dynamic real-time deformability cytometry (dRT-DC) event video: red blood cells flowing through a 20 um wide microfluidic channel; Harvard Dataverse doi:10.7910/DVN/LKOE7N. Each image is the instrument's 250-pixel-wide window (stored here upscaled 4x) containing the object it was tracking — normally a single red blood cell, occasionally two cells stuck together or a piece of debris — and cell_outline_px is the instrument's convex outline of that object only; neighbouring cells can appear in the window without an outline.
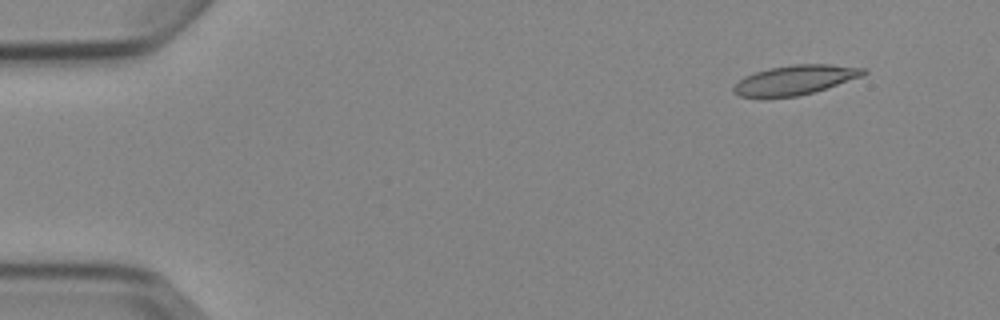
{"species": "Egyptian fruit bat (a non-hibernating species)", "species_latin": "Rousettus aegyptiacus", "temperature_condition": "cold", "stored_images_in_passage": 7, "camera_frame_rate_fps": 3000, "um_per_image_px": 0.085, "animal": {"sex": "female"}, "frame": {"image": 1, "passage_image": 2, "time_ms": 1.333, "image_size_px": [1000, 320], "cell_outline_px": [[868, 72], [864, 76], [812, 92], [796, 96], [764, 100], [740, 96], [732, 92], [732, 88], [744, 76], [768, 68], [792, 64], [832, 64], [868, 68]], "centroid_in_image_um": [67.56, 6.81], "position_along_channel_um": 17.4, "area_um2": 22.95}}
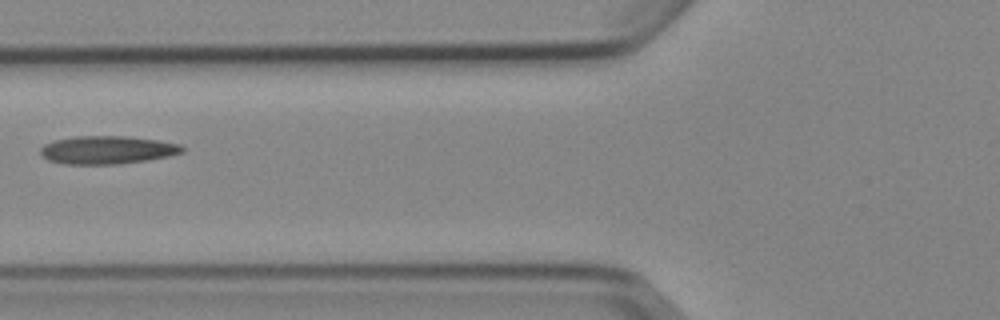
{"frame": {"image": 2, "passage_image": 6, "time_ms": 6.667, "image_size_px": [1000, 320], "cell_outline_px": [[184, 152], [168, 156], [148, 160], [116, 164], [64, 164], [48, 160], [40, 152], [40, 148], [44, 144], [56, 140], [76, 136], [124, 136], [156, 140], [180, 144], [184, 148]], "centroid_in_image_um": [9.11, 12.75], "position_along_channel_um": 116.7, "area_um2": 23.06}}
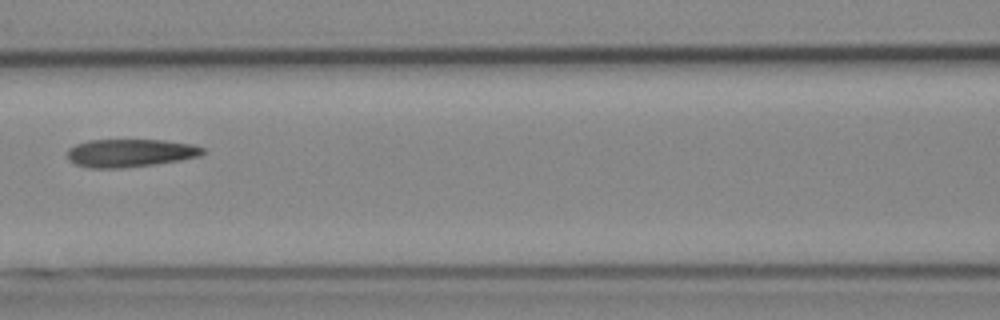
{"frame": {"image": 3, "passage_image": 7, "time_ms": 7.667, "image_size_px": [1000, 320], "cell_outline_px": [[204, 152], [200, 156], [180, 160], [124, 168], [88, 168], [76, 164], [68, 160], [68, 148], [76, 144], [88, 140], [164, 140], [192, 144], [204, 148]], "centroid_in_image_um": [11.04, 13.0], "position_along_channel_um": 155.6, "area_um2": 22.08}}